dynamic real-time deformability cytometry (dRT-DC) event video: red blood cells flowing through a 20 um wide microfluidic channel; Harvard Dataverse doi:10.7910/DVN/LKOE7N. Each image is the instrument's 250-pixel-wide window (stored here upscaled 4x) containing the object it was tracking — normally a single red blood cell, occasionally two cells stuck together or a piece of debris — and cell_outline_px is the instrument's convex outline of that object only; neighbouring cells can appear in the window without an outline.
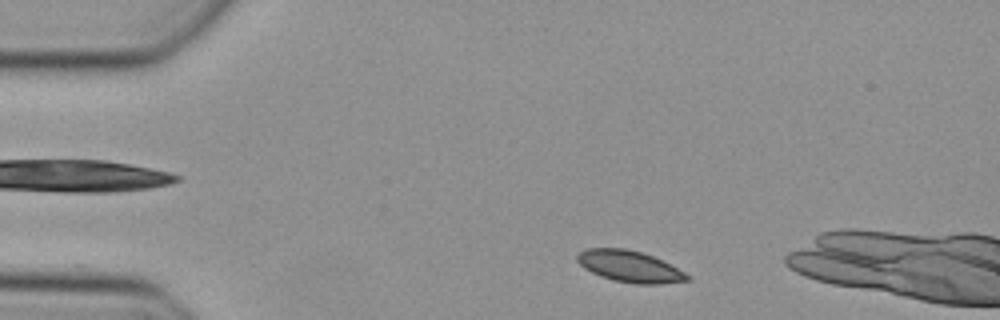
{"species": "Egyptian fruit bat (a non-hibernating species)", "species_latin": "Rousettus aegyptiacus", "temperature_condition": "cold", "stored_images_in_passage": 27, "camera_frame_rate_fps": 3000, "um_per_image_px": 0.085, "animal": {"sex": "female"}, "frame": {"image": 1, "passage_image": 3, "time_ms": 0.667, "image_size_px": [1000, 320], "cell_outline_px": [[692, 280], [660, 284], [636, 284], [612, 280], [600, 276], [584, 268], [576, 260], [576, 256], [580, 252], [588, 248], [624, 248], [640, 252], [652, 256], [692, 276]], "centroid_in_image_um": [53.52, 22.66], "position_along_channel_um": 31.5, "area_um2": 20.06}}
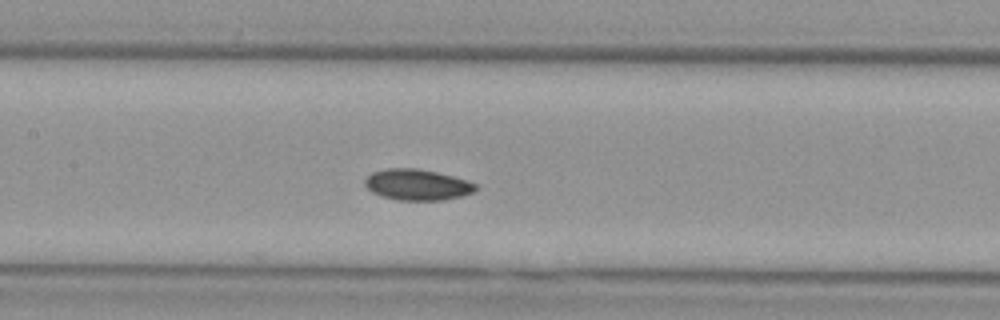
{"frame": {"image": 2, "passage_image": 17, "time_ms": 5.333, "image_size_px": [1000, 320], "cell_outline_px": [[480, 188], [476, 192], [444, 200], [396, 200], [372, 192], [364, 184], [364, 180], [372, 172], [388, 168], [416, 168], [436, 172], [468, 180], [476, 184]], "centroid_in_image_um": [35.51, 15.7], "position_along_channel_um": 171.9, "area_um2": 20.06}}
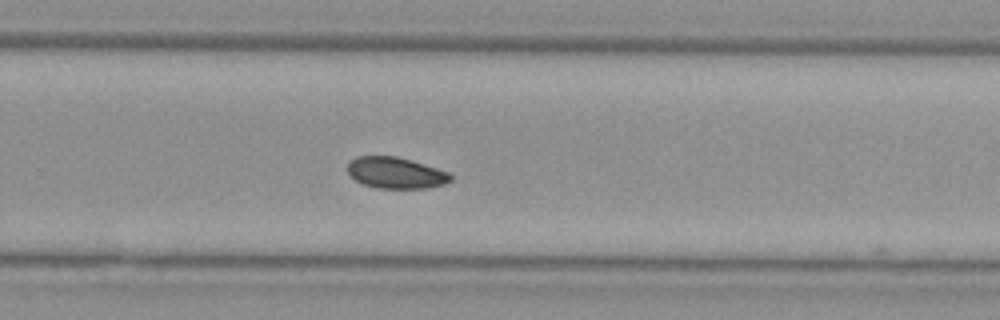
{"frame": {"image": 3, "passage_image": 26, "time_ms": 8.333, "image_size_px": [1000, 320], "cell_outline_px": [[452, 180], [444, 184], [428, 188], [376, 188], [364, 184], [356, 180], [348, 172], [348, 164], [356, 156], [396, 156], [436, 168], [448, 172], [452, 176]], "centroid_in_image_um": [33.64, 14.7], "position_along_channel_um": 296.2, "area_um2": 18.55}}